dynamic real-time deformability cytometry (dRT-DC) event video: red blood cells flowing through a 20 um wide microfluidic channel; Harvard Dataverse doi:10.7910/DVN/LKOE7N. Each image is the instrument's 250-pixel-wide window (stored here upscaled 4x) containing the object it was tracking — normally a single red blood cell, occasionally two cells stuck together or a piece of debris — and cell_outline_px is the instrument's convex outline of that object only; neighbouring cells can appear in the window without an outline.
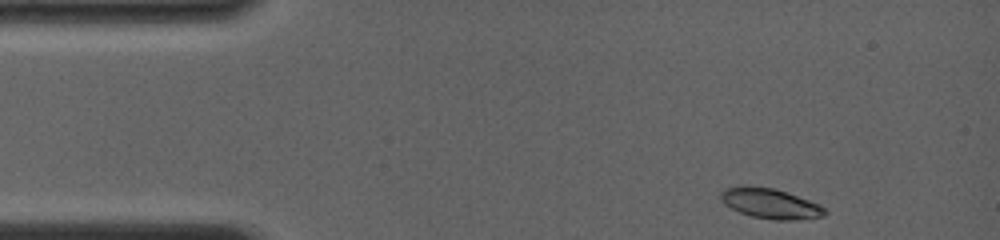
{"species": "common noctule bat (a hibernating species)", "species_latin": "Nyctalus noctula", "temperature_condition": "room temperature", "stored_images_in_passage": 8, "camera_frame_rate_fps": 4000, "um_per_image_px": 0.085, "animal": {"sex": "female", "body_mass_g": 19.0, "forearm_length_mm": 56.7}, "frame": {"image": 1, "passage_image": 1, "time_ms": 0.0, "image_size_px": [1000, 240], "cell_outline_px": [[828, 212], [824, 216], [796, 220], [772, 220], [752, 216], [740, 212], [724, 204], [720, 200], [720, 192], [724, 188], [776, 188], [820, 204]], "centroid_in_image_um": [65.53, 17.33], "position_along_channel_um": 19.5, "area_um2": 17.92}}
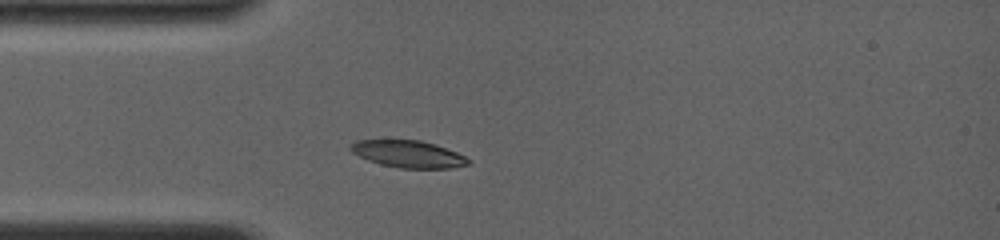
{"frame": {"image": 2, "passage_image": 8, "time_ms": 2.5, "image_size_px": [1000, 240], "cell_outline_px": [[472, 164], [452, 168], [400, 168], [380, 164], [368, 160], [352, 152], [348, 148], [356, 140], [420, 140], [436, 144], [456, 152], [472, 160]], "centroid_in_image_um": [34.74, 13.1], "position_along_channel_um": 50.3, "area_um2": 18.61}}